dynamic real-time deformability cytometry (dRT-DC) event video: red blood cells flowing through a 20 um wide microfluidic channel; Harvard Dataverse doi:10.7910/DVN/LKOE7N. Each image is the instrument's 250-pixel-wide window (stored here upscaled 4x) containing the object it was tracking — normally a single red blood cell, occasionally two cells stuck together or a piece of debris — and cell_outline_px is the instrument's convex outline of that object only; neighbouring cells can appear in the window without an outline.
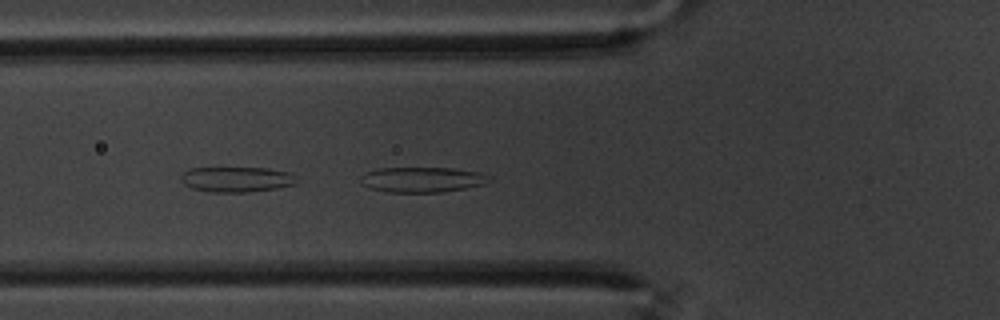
{"species": "common noctule bat (a hibernating species)", "species_latin": "Nyctalus noctula", "temperature_condition": "warm", "stored_images_in_passage": 39, "camera_frame_rate_fps": 3000, "um_per_image_px": 0.085, "animal": {"sex": "male", "body_mass_g": 20.1, "forearm_length_mm": 53.5}, "frame": {"image": 1, "passage_image": 2, "time_ms": 0.333, "image_size_px": [1000, 320], "cell_outline_px": [[492, 180], [484, 184], [444, 192], [388, 192], [368, 188], [360, 180], [360, 176], [364, 172], [376, 168], [452, 168], [480, 172], [492, 176]], "centroid_in_image_um": [35.89, 15.26], "position_along_channel_um": 89.9, "area_um2": 19.13}}
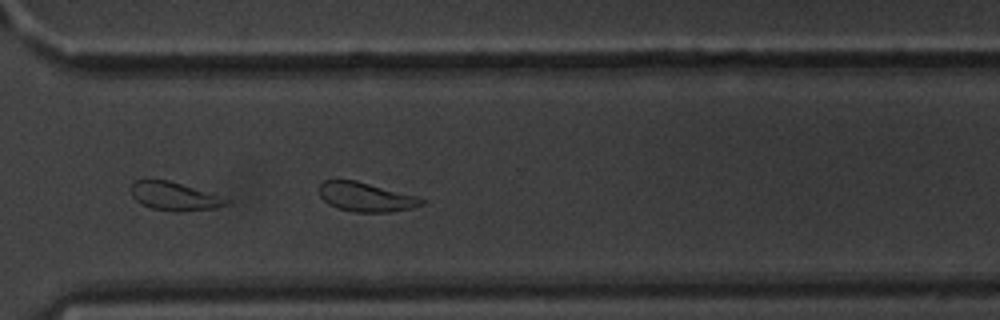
{"frame": {"image": 2, "passage_image": 24, "time_ms": 7.667, "image_size_px": [1000, 320], "cell_outline_px": [[424, 204], [412, 208], [388, 212], [356, 212], [336, 208], [328, 204], [320, 196], [320, 184], [324, 180], [356, 180], [420, 196], [424, 200]], "centroid_in_image_um": [31.13, 16.74], "position_along_channel_um": 339.5, "area_um2": 17.57}}
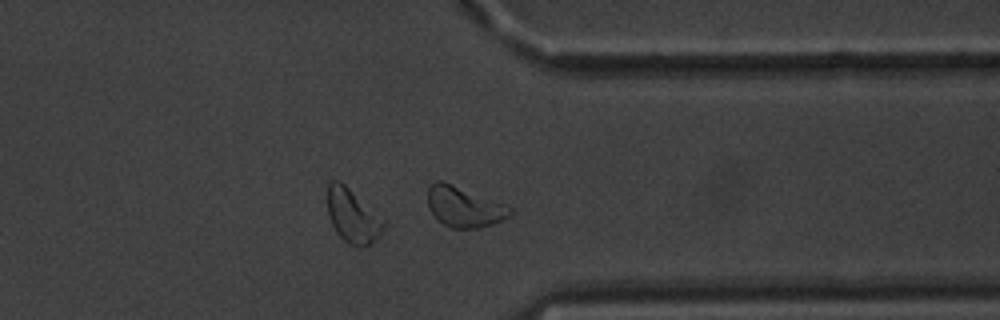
{"frame": {"image": 3, "passage_image": 27, "time_ms": 8.667, "image_size_px": [1000, 320], "cell_outline_px": [[512, 212], [508, 216], [492, 224], [480, 228], [452, 228], [436, 220], [428, 208], [428, 188], [436, 180], [444, 180], [512, 208]], "centroid_in_image_um": [39.39, 17.58], "position_along_channel_um": 372.0, "area_um2": 19.25}}